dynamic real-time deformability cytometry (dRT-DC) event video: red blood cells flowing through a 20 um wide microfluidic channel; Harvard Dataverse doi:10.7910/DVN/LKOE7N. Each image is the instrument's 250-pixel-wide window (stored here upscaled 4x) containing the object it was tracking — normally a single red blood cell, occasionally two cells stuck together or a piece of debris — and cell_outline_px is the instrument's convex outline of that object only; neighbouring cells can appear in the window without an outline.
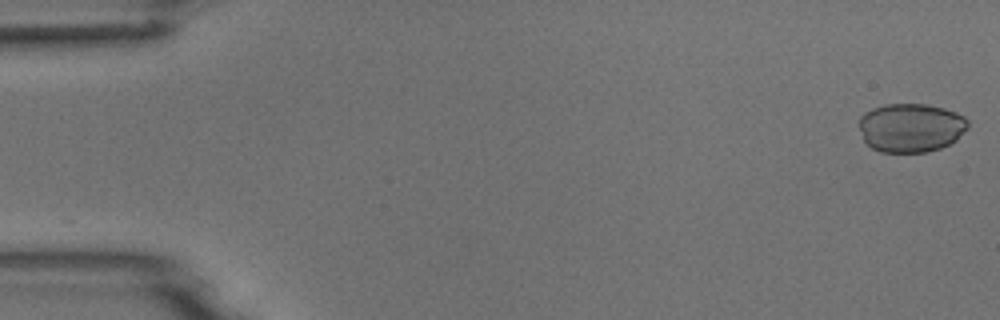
{"species": "common noctule bat (a hibernating species)", "species_latin": "Nyctalus noctula", "temperature_condition": "room temperature", "stored_images_in_passage": 8, "camera_frame_rate_fps": 3000, "um_per_image_px": 0.085, "animal": {"sex": "male", "body_mass_g": 18.8}, "frame": {"image": 1, "passage_image": 1, "time_ms": 0.0, "image_size_px": [1000, 320], "cell_outline_px": [[968, 128], [956, 140], [940, 148], [928, 152], [880, 152], [872, 148], [864, 140], [860, 128], [860, 116], [864, 112], [872, 108], [884, 104], [924, 104], [944, 108], [956, 112], [964, 116], [968, 120]], "centroid_in_image_um": [77.43, 10.85], "position_along_channel_um": 7.6, "area_um2": 31.1}}